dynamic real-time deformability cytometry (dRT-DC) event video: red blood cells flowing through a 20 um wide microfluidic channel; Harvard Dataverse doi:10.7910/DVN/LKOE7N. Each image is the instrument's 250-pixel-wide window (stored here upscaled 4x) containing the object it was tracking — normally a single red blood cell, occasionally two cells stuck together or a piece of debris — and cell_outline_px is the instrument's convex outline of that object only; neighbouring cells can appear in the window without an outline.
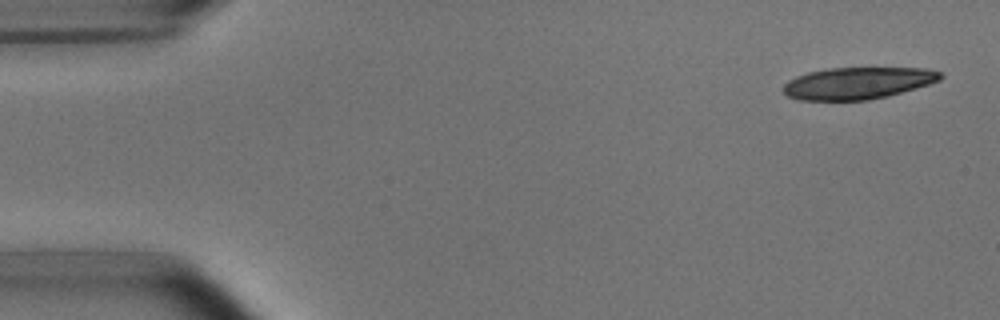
{"species": "common noctule bat (a hibernating species)", "species_latin": "Nyctalus noctula", "temperature_condition": "room temperature", "stored_images_in_passage": 5, "camera_frame_rate_fps": 3000, "um_per_image_px": 0.085, "animal": {"sex": "male", "body_mass_g": 15.6}, "frame": {"image": 1, "passage_image": 1, "time_ms": 0.0, "image_size_px": [1000, 320], "cell_outline_px": [[944, 76], [940, 80], [916, 88], [888, 96], [868, 100], [796, 100], [788, 96], [784, 92], [784, 84], [788, 80], [796, 76], [808, 72], [828, 68], [924, 68], [940, 72]], "centroid_in_image_um": [72.89, 7.07], "position_along_channel_um": 12.1, "area_um2": 29.19}}
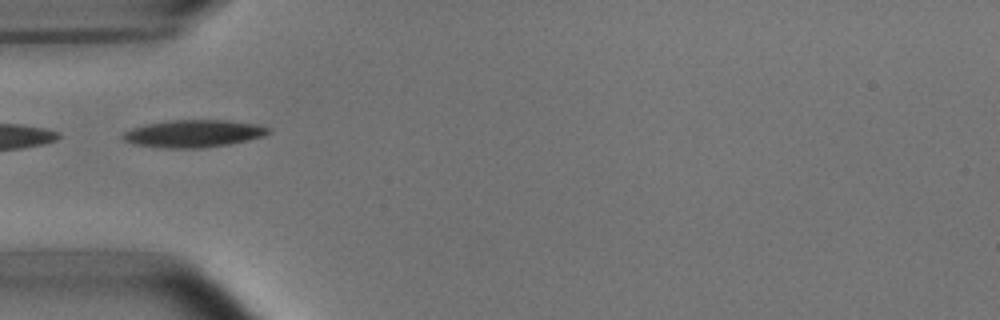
{"frame": {"image": 2, "passage_image": 5, "time_ms": 1.333, "image_size_px": [1000, 320], "cell_outline_px": [[268, 132], [264, 136], [248, 140], [228, 144], [200, 148], [160, 148], [136, 144], [120, 140], [120, 136], [124, 132], [132, 128], [148, 124], [168, 120], [228, 120], [256, 124], [268, 128]], "centroid_in_image_um": [16.39, 11.35], "position_along_channel_um": 68.6, "area_um2": 23.18}}